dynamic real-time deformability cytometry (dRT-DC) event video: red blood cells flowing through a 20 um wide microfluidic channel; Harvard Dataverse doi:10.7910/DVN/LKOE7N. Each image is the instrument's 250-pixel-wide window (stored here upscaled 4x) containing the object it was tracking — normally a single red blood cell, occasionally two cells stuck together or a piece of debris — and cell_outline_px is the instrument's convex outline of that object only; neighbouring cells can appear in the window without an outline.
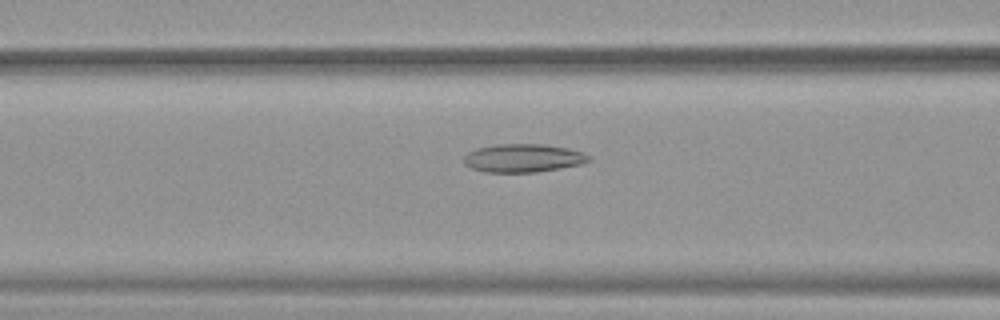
{"species": "common noctule bat (a hibernating species)", "species_latin": "Nyctalus noctula", "temperature_condition": "warm", "stored_images_in_passage": 52, "camera_frame_rate_fps": 3000, "um_per_image_px": 0.085, "animal": {"sex": "female", "body_mass_g": 19.9}, "frame": {"image": 1, "passage_image": 21, "time_ms": 6.667, "image_size_px": [1000, 320], "cell_outline_px": [[592, 160], [584, 164], [536, 172], [484, 172], [472, 168], [464, 164], [464, 156], [468, 152], [476, 148], [496, 144], [544, 144], [568, 148], [584, 152], [592, 156]], "centroid_in_image_um": [44.52, 13.43], "position_along_channel_um": 122.1, "area_um2": 20.87}}
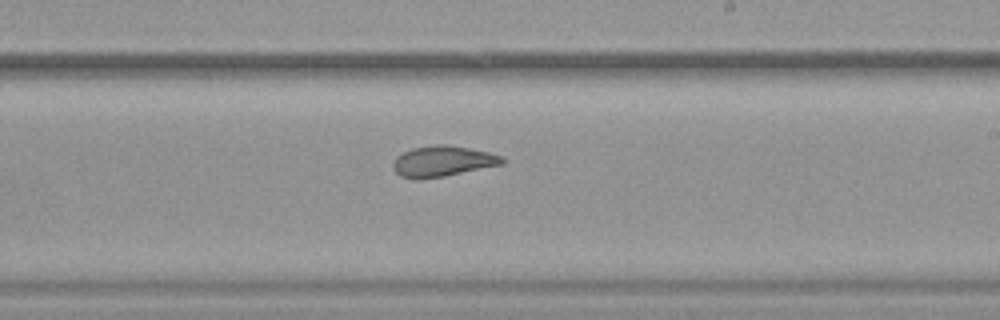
{"frame": {"image": 2, "passage_image": 31, "time_ms": 10.0, "image_size_px": [1000, 320], "cell_outline_px": [[504, 164], [444, 176], [416, 180], [400, 176], [392, 168], [392, 164], [396, 156], [412, 148], [436, 144], [444, 144], [468, 148], [488, 152], [504, 156]], "centroid_in_image_um": [37.6, 13.71], "position_along_channel_um": 251.4, "area_um2": 19.59}}
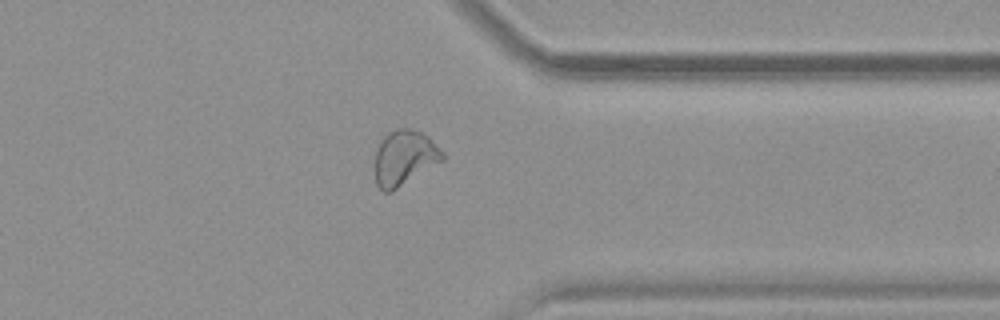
{"frame": {"image": 3, "passage_image": 41, "time_ms": 13.333, "image_size_px": [1000, 320], "cell_outline_px": [[444, 160], [392, 192], [384, 192], [376, 184], [372, 164], [376, 148], [384, 136], [388, 132], [396, 128], [408, 128], [420, 132], [428, 136], [444, 152]], "centroid_in_image_um": [34.33, 13.43], "position_along_channel_um": 377.1, "area_um2": 22.25}, "authors_computed_cell_mechanics": {"area_um2": 23.2356, "velocity_mm_per_s": 3.8984, "shape_relaxation_time_tau1_ms": null, "shape_relaxation_time_tau2_ms": 1.8463, "deformation_change_tau1": null, "deformation_change_tau2": 0.0821}}